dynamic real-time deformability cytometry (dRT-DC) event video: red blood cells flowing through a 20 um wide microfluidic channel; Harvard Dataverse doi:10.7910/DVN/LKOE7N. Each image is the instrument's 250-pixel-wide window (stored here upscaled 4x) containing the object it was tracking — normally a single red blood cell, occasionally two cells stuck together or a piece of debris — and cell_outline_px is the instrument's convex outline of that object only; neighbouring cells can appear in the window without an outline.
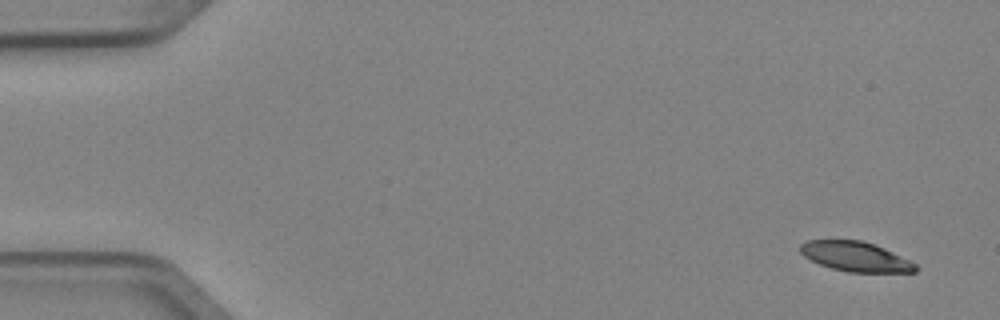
{"species": "Egyptian fruit bat (a non-hibernating species)", "species_latin": "Rousettus aegyptiacus", "temperature_condition": "cold", "stored_images_in_passage": 5, "segment_of_instrument_passage": [2, 2], "camera_frame_rate_fps": 3000, "um_per_image_px": 0.085, "animal": {"sex": "female"}, "frame": {"image": 1, "passage_image": 5, "time_ms": 1.333, "image_size_px": [1000, 320], "cell_outline_px": [[920, 268], [916, 272], [848, 272], [832, 268], [820, 264], [804, 256], [800, 252], [800, 244], [808, 240], [860, 240], [884, 248], [916, 264]], "centroid_in_image_um": [72.72, 21.81], "position_along_channel_um": 12.3, "area_um2": 19.77}}